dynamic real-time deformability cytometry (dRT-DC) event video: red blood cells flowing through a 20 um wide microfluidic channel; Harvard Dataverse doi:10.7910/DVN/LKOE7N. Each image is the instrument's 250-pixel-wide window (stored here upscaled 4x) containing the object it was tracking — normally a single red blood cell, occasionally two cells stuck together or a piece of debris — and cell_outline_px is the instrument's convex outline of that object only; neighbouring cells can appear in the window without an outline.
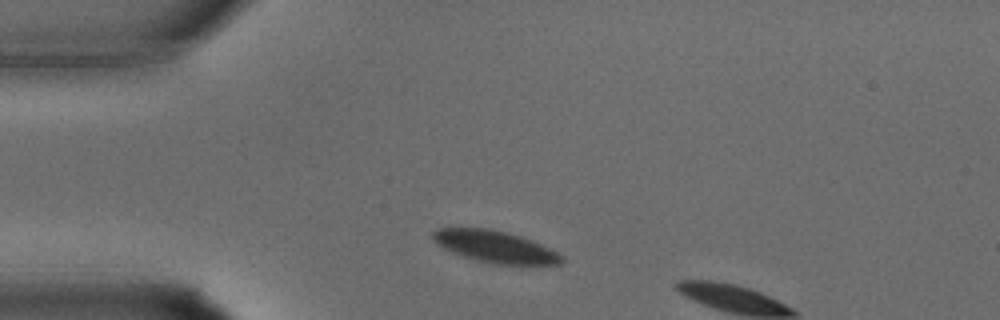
{"species": "common noctule bat (a hibernating species)", "species_latin": "Nyctalus noctula", "temperature_condition": "warm", "stored_images_in_passage": 2, "camera_frame_rate_fps": 3000, "um_per_image_px": 0.085, "animal": {"sex": "male", "body_mass_g": 15.6}, "frame": {"image": 1, "passage_image": 1, "time_ms": 0.0, "image_size_px": [1000, 320], "cell_outline_px": [[564, 260], [560, 264], [496, 264], [476, 260], [448, 252], [436, 244], [432, 240], [432, 232], [436, 228], [488, 228], [520, 236], [532, 240], [564, 256]], "centroid_in_image_um": [42.01, 20.96], "position_along_channel_um": 43.0, "area_um2": 23.87}}